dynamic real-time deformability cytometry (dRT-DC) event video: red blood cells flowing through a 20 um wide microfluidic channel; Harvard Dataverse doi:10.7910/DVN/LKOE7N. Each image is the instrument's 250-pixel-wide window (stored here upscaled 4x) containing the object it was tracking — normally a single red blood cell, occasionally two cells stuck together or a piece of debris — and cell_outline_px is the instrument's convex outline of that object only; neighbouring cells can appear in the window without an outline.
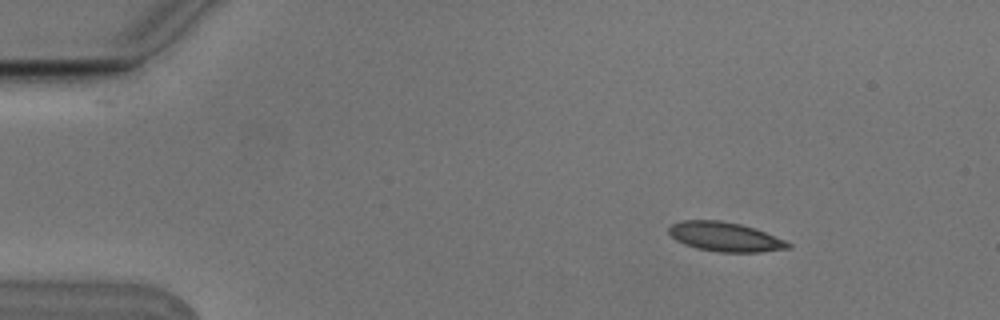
{"species": "Egyptian fruit bat (a non-hibernating species)", "species_latin": "Rousettus aegyptiacus", "temperature_condition": "cold", "stored_images_in_passage": 5, "camera_frame_rate_fps": 3000, "um_per_image_px": 0.085, "animal": {"sex": "male"}, "frame": {"image": 1, "passage_image": 1, "time_ms": 0.0, "image_size_px": [1000, 320], "cell_outline_px": [[792, 248], [760, 252], [720, 252], [696, 248], [684, 244], [676, 240], [668, 232], [668, 228], [672, 224], [680, 220], [720, 220], [740, 224], [756, 228], [784, 240], [792, 244]], "centroid_in_image_um": [61.63, 20.12], "position_along_channel_um": 23.4, "area_um2": 20.46}}
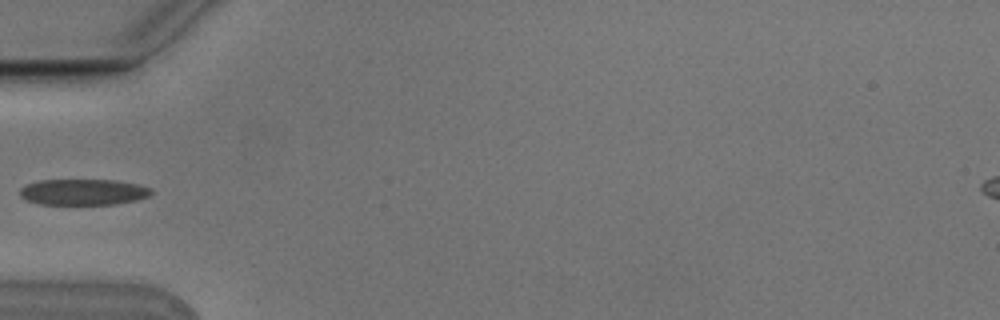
{"frame": {"image": 2, "passage_image": 4, "time_ms": 1.0, "image_size_px": [1000, 320], "cell_outline_px": [[152, 192], [148, 196], [136, 200], [116, 204], [40, 204], [24, 200], [20, 196], [20, 188], [28, 184], [40, 180], [116, 180], [140, 184], [152, 188]], "centroid_in_image_um": [7.09, 16.32], "position_along_channel_um": 77.9, "area_um2": 20.0}}